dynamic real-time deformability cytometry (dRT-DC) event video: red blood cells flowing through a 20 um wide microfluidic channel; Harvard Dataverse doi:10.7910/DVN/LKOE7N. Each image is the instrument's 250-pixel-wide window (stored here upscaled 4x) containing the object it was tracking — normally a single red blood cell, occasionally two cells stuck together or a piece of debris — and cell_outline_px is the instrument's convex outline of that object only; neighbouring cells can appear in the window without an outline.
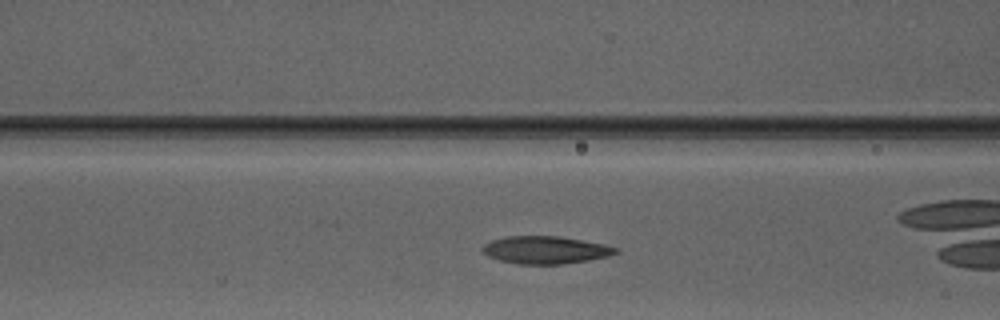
{"species": "Egyptian fruit bat (a non-hibernating species)", "species_latin": "Rousettus aegyptiacus", "temperature_condition": "warm", "stored_images_in_passage": 14, "camera_frame_rate_fps": 3000, "um_per_image_px": 0.085, "animal": {"sex": "male"}, "frame": {"image": 1, "passage_image": 9, "time_ms": 2.667, "image_size_px": [1000, 320], "cell_outline_px": [[620, 252], [608, 256], [588, 260], [564, 264], [516, 264], [500, 260], [488, 256], [480, 252], [480, 248], [484, 244], [492, 240], [504, 236], [560, 236], [604, 244], [620, 248]], "centroid_in_image_um": [46.35, 21.24], "position_along_channel_um": 120.3, "area_um2": 21.68}}
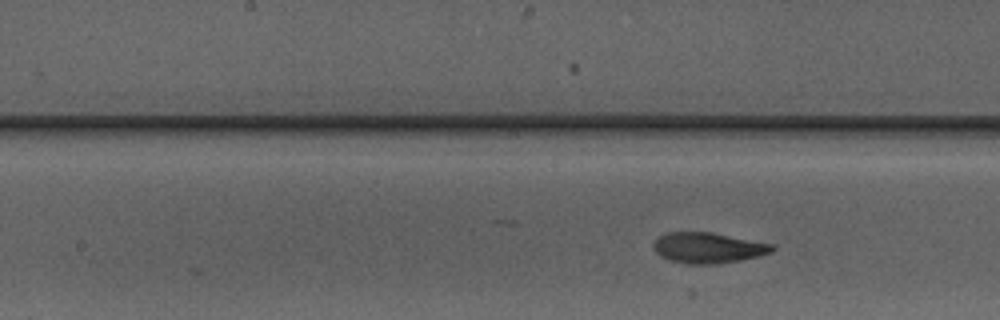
{"frame": {"image": 2, "passage_image": 14, "time_ms": 4.333, "image_size_px": [1000, 320], "cell_outline_px": [[776, 248], [772, 252], [760, 256], [740, 260], [716, 264], [688, 264], [668, 260], [660, 256], [656, 252], [652, 244], [664, 232], [712, 232], [772, 244]], "centroid_in_image_um": [60.18, 21.06], "position_along_channel_um": 188.0, "area_um2": 21.27}}